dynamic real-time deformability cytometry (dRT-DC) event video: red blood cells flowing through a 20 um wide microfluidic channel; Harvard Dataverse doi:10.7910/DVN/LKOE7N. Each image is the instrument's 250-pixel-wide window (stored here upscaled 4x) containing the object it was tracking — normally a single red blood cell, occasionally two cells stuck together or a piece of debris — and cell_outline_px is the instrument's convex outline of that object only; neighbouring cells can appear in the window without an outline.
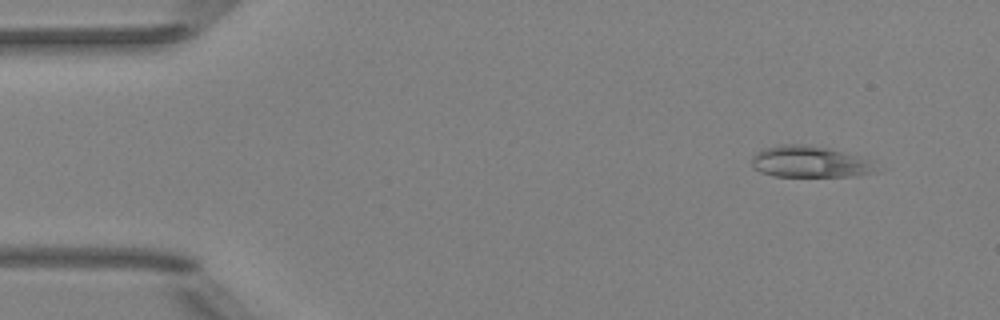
{"species": "Egyptian fruit bat (a non-hibernating species)", "species_latin": "Rousettus aegyptiacus", "temperature_condition": "room temperature", "stored_images_in_passage": 5, "camera_frame_rate_fps": 3000, "um_per_image_px": 0.085, "animal": {"sex": "female"}, "frame": {"image": 1, "passage_image": 2, "time_ms": 1.333, "image_size_px": [1000, 320], "cell_outline_px": [[876, 172], [856, 176], [772, 176], [760, 172], [752, 164], [752, 156], [760, 148], [784, 144], [808, 144], [828, 148], [856, 156]], "centroid_in_image_um": [68.64, 13.74], "position_along_channel_um": 16.4, "area_um2": 22.14}}
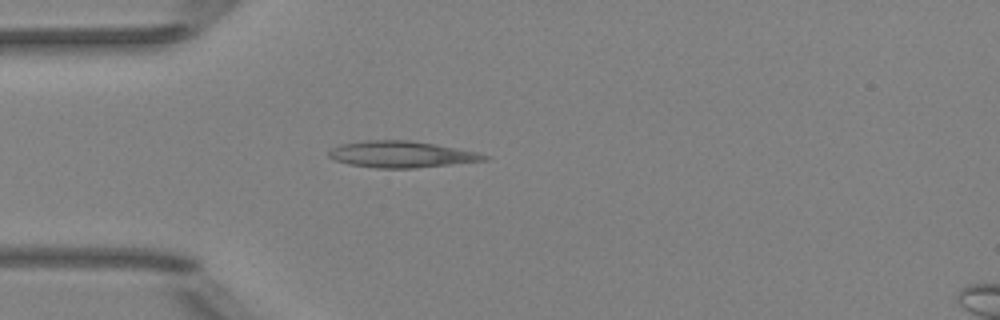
{"frame": {"image": 2, "passage_image": 5, "time_ms": 4.667, "image_size_px": [1000, 320], "cell_outline_px": [[492, 160], [416, 168], [376, 168], [348, 164], [336, 160], [328, 156], [328, 152], [332, 148], [340, 144], [364, 140], [408, 140], [436, 144], [476, 152], [488, 156]], "centroid_in_image_um": [34.14, 13.12], "position_along_channel_um": 50.9, "area_um2": 24.04}}